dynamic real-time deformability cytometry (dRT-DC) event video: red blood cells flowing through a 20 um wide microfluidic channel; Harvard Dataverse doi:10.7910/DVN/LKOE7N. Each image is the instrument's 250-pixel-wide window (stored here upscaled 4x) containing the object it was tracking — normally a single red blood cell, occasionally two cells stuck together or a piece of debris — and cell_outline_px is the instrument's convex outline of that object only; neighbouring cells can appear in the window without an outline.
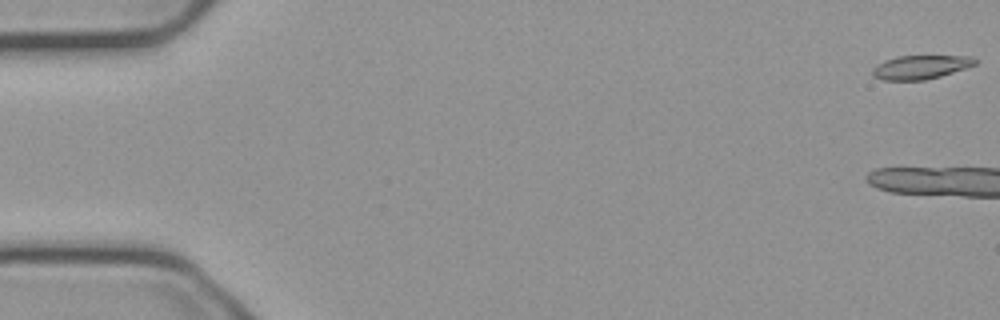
{"species": "common noctule bat (a hibernating species)", "species_latin": "Nyctalus noctula", "temperature_condition": "cold", "stored_images_in_passage": 4, "camera_frame_rate_fps": 3000, "um_per_image_px": 0.085, "animal": {"sex": "male", "body_mass_g": 23.1, "forearm_length_mm": 52.7}, "frame": {"image": 1, "passage_image": 1, "time_ms": 0.0, "image_size_px": [1000, 320], "cell_outline_px": [[976, 64], [940, 76], [924, 80], [884, 80], [872, 76], [872, 68], [876, 64], [884, 60], [896, 56], [972, 56], [976, 60]], "centroid_in_image_um": [78.19, 5.7], "position_along_channel_um": 6.8, "area_um2": 14.16}}